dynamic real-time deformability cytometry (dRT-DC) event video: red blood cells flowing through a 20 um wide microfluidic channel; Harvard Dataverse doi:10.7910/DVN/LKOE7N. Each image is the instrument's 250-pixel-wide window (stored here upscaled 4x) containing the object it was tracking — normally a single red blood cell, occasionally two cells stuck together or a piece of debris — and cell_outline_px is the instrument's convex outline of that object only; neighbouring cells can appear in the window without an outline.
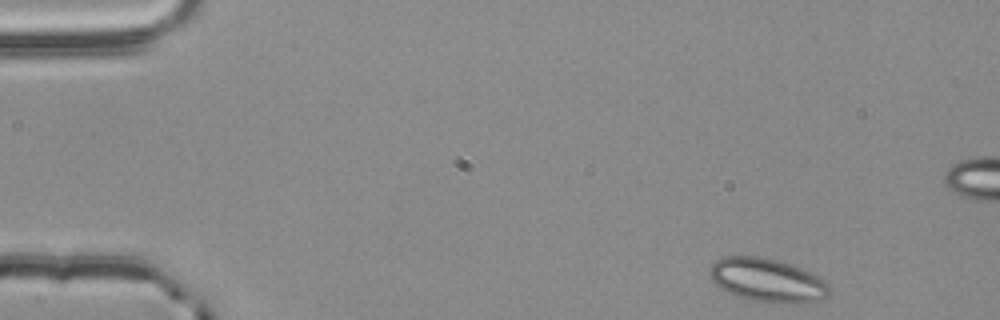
{"species": "common noctule bat (a hibernating species)", "species_latin": "Nyctalus noctula", "temperature_condition": "room temperature", "stored_images_in_passage": 52, "segment_of_instrument_passage": [1, 2], "camera_frame_rate_fps": 3000, "um_per_image_px": 0.085, "animal": {"sex": "male", "body_mass_g": 20.4}, "frame": {"image": 1, "passage_image": 1, "time_ms": 0.0, "image_size_px": [1000, 320], "cell_outline_px": [[832, 292], [824, 300], [812, 304], [784, 304], [748, 300], [736, 296], [720, 288], [712, 280], [708, 272], [712, 264], [716, 260], [724, 256], [760, 256], [784, 260], [824, 280], [832, 288]], "centroid_in_image_um": [65.28, 23.84], "position_along_channel_um": 19.7, "area_um2": 31.33}}
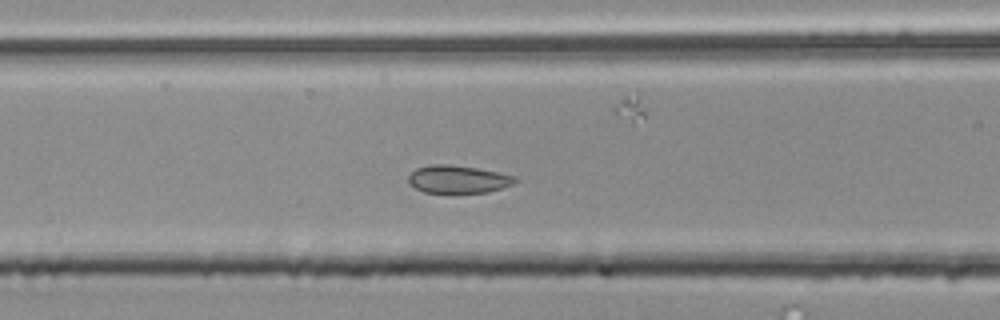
{"frame": {"image": 2, "passage_image": 18, "time_ms": 5.667, "image_size_px": [1000, 320], "cell_outline_px": [[516, 180], [512, 184], [488, 192], [424, 192], [408, 184], [408, 176], [416, 168], [432, 164], [448, 164], [476, 168], [516, 176]], "centroid_in_image_um": [38.88, 15.23], "position_along_channel_um": 127.7, "area_um2": 16.99}}
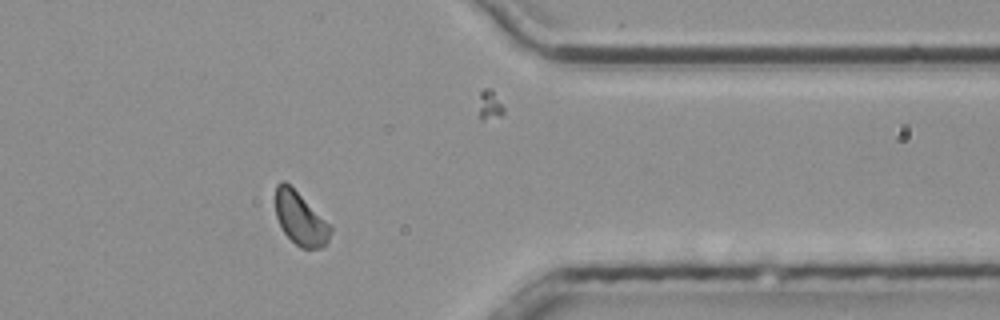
{"frame": {"image": 3, "passage_image": 40, "time_ms": 13.0, "image_size_px": [1000, 320], "cell_outline_px": [[332, 232], [324, 248], [300, 248], [284, 232], [276, 216], [276, 184], [280, 180], [284, 180], [332, 224]], "centroid_in_image_um": [25.57, 18.59], "position_along_channel_um": 385.8, "area_um2": 17.05}}